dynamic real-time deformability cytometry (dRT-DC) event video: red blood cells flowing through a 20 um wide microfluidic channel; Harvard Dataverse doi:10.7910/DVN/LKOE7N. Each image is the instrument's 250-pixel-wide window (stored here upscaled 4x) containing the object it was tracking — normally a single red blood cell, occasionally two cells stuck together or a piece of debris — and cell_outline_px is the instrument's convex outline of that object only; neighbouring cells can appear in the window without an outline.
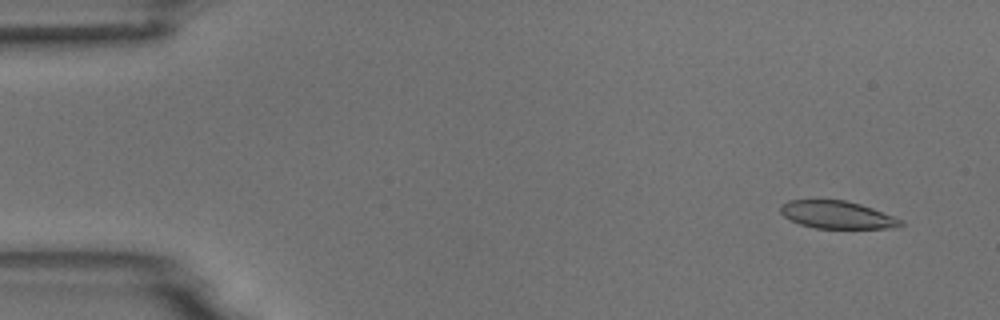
{"species": "common noctule bat (a hibernating species)", "species_latin": "Nyctalus noctula", "temperature_condition": "room temperature", "stored_images_in_passage": 56, "camera_frame_rate_fps": 3000, "um_per_image_px": 0.085, "animal": {"sex": "male", "body_mass_g": 18.8}, "frame": {"image": 1, "passage_image": 4, "time_ms": 1.0, "image_size_px": [1000, 320], "cell_outline_px": [[904, 224], [896, 228], [816, 228], [800, 224], [784, 216], [780, 212], [780, 204], [788, 200], [844, 200], [860, 204], [872, 208], [904, 220]], "centroid_in_image_um": [71.17, 18.26], "position_along_channel_um": 13.8, "area_um2": 19.31}}
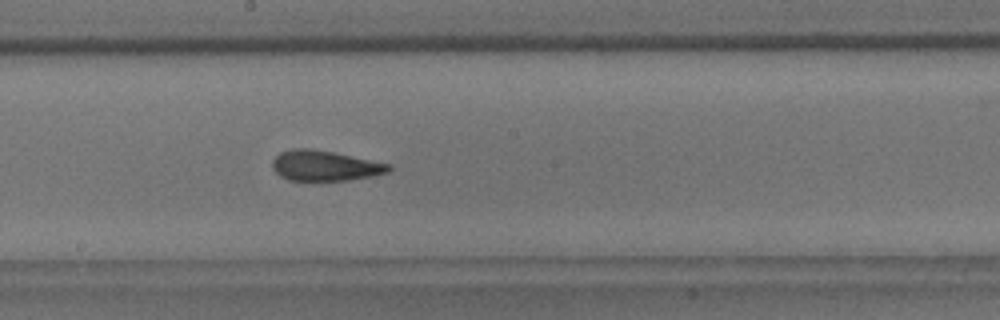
{"frame": {"image": 2, "passage_image": 30, "time_ms": 9.667, "image_size_px": [1000, 320], "cell_outline_px": [[392, 168], [388, 172], [372, 176], [348, 180], [288, 180], [280, 176], [272, 168], [272, 160], [280, 152], [292, 148], [308, 148], [332, 152], [392, 164]], "centroid_in_image_um": [27.6, 14.08], "position_along_channel_um": 220.6, "area_um2": 20.52}}
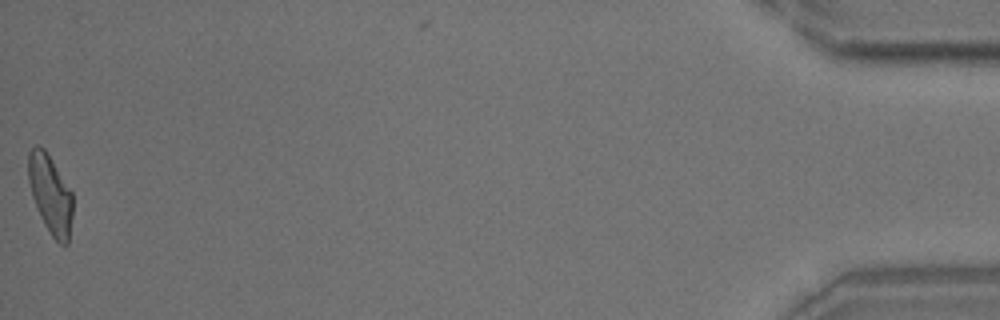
{"frame": {"image": 3, "passage_image": 55, "time_ms": 18.0, "image_size_px": [1000, 320], "cell_outline_px": [[72, 216], [68, 244], [60, 244], [52, 236], [44, 224], [40, 216], [32, 196], [28, 180], [28, 152], [36, 144], [44, 148], [72, 192]], "centroid_in_image_um": [4.27, 16.51], "position_along_channel_um": 430.9, "area_um2": 20.23}, "authors_computed_cell_mechanics": {"area_um2": 20.8658, "velocity_mm_per_s": 3.6864, "shape_relaxation_time_tau1_ms": 6.7273, "shape_relaxation_time_tau2_ms": 1.5192, "deformation_change_tau1": 0.1752, "deformation_change_tau2": 0.0826}}